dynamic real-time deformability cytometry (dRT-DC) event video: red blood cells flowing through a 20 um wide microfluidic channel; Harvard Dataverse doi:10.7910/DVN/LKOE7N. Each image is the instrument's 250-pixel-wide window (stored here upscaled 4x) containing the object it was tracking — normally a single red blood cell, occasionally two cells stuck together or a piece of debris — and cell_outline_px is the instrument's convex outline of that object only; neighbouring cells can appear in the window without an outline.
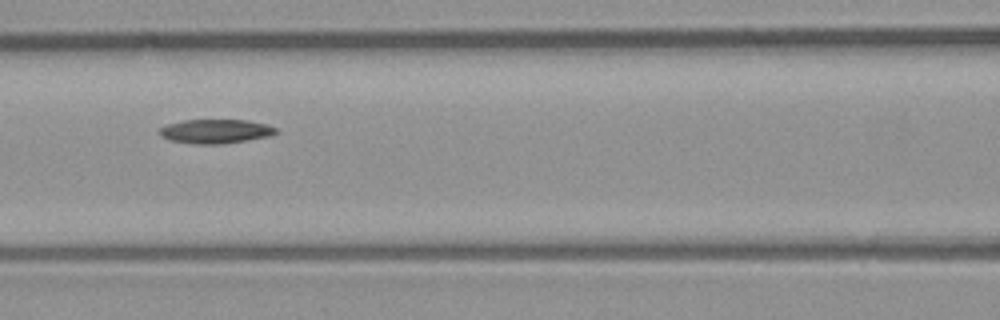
{"species": "common noctule bat (a hibernating species)", "species_latin": "Nyctalus noctula", "temperature_condition": "room temperature", "stored_images_in_passage": 6, "camera_frame_rate_fps": 3000, "um_per_image_px": 0.085, "animal": {"sex": "male", "body_mass_g": 23.1, "forearm_length_mm": 52.7}, "frame": {"image": 1, "passage_image": 4, "time_ms": 1.0, "image_size_px": [1000, 320], "cell_outline_px": [[280, 132], [268, 136], [220, 144], [192, 144], [172, 140], [160, 136], [156, 132], [160, 128], [168, 124], [184, 120], [248, 120], [268, 124], [280, 128]], "centroid_in_image_um": [18.35, 11.15], "position_along_channel_um": 148.3, "area_um2": 16.47}}
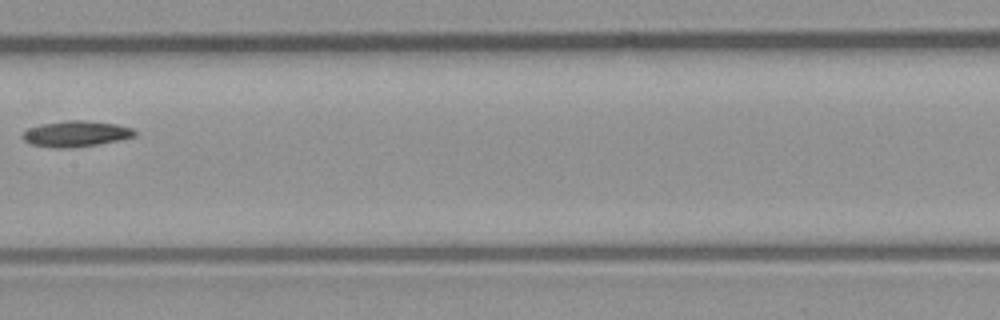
{"frame": {"image": 2, "passage_image": 5, "time_ms": 1.333, "image_size_px": [1000, 320], "cell_outline_px": [[136, 136], [96, 144], [68, 148], [56, 148], [32, 144], [24, 140], [20, 136], [28, 128], [40, 124], [68, 120], [88, 120], [116, 124], [132, 128], [136, 132]], "centroid_in_image_um": [6.43, 11.36], "position_along_channel_um": 201.0, "area_um2": 16.76}}
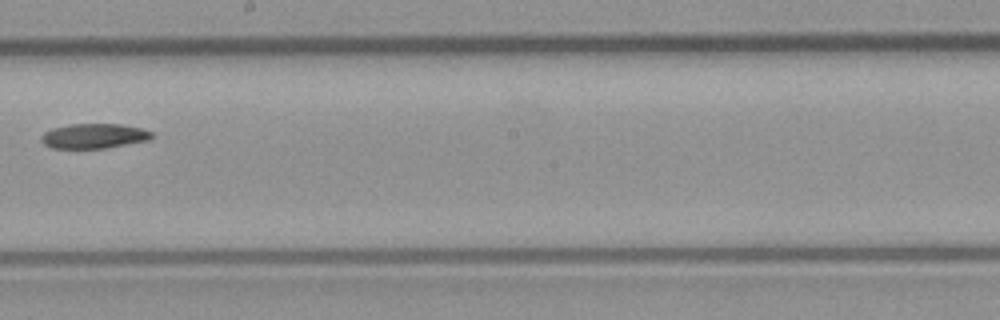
{"frame": {"image": 3, "passage_image": 6, "time_ms": 1.667, "image_size_px": [1000, 320], "cell_outline_px": [[152, 136], [148, 140], [104, 148], [52, 148], [44, 144], [40, 140], [40, 136], [44, 132], [52, 128], [72, 124], [120, 124], [140, 128], [152, 132]], "centroid_in_image_um": [7.93, 11.56], "position_along_channel_um": 240.3, "area_um2": 15.84}}